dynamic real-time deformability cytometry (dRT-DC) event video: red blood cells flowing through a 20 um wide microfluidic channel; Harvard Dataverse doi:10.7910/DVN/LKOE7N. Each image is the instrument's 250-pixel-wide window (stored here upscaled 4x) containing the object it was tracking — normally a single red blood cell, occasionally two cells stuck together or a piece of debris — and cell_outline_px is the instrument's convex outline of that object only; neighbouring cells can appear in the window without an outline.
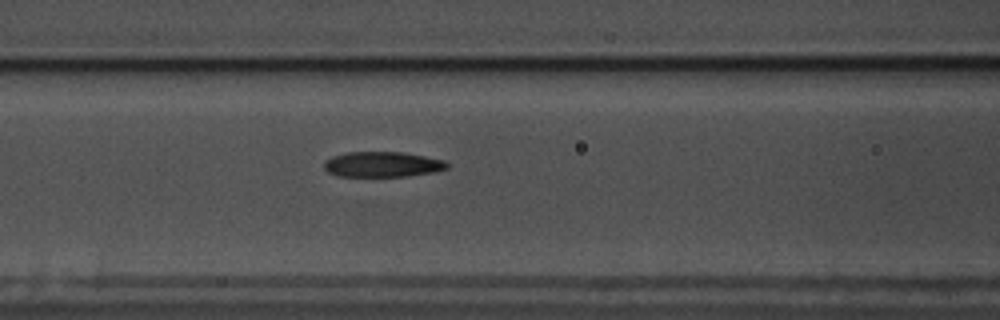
{"species": "common noctule bat (a hibernating species)", "species_latin": "Nyctalus noctula", "temperature_condition": "warm", "stored_images_in_passage": 46, "camera_frame_rate_fps": 3000, "um_per_image_px": 0.085, "animal": {"sex": "male", "body_mass_g": 17.5, "forearm_length_mm": 52.3}, "frame": {"image": 1, "passage_image": 14, "time_ms": 4.333, "image_size_px": [1000, 320], "cell_outline_px": [[448, 168], [432, 172], [408, 176], [336, 176], [328, 172], [324, 168], [324, 164], [332, 156], [348, 152], [400, 152], [424, 156], [444, 160], [448, 164]], "centroid_in_image_um": [32.5, 13.97], "position_along_channel_um": 134.1, "area_um2": 17.98}}
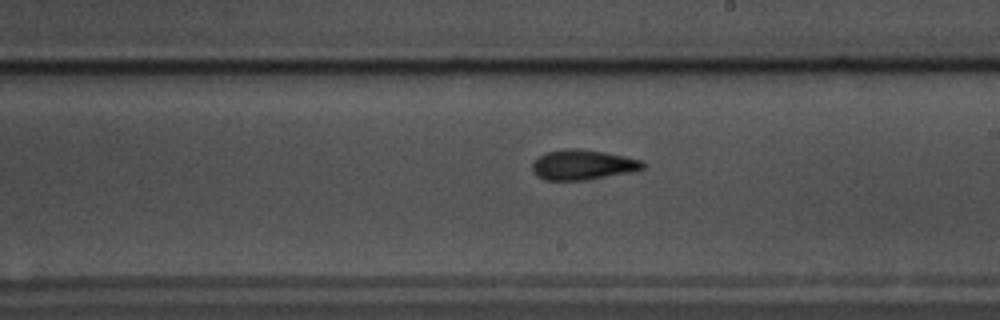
{"frame": {"image": 2, "passage_image": 23, "time_ms": 7.333, "image_size_px": [1000, 320], "cell_outline_px": [[644, 168], [632, 172], [588, 180], [544, 180], [536, 176], [532, 172], [532, 164], [544, 152], [568, 148], [580, 148], [604, 152], [644, 160]], "centroid_in_image_um": [49.53, 14.01], "position_along_channel_um": 239.5, "area_um2": 19.59}}
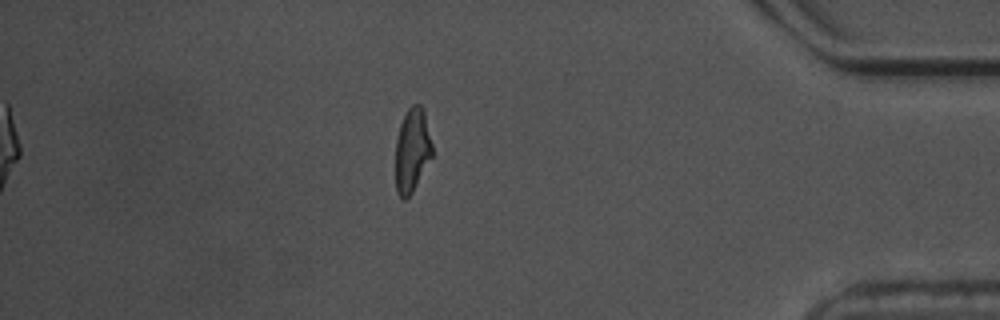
{"frame": {"image": 3, "passage_image": 40, "time_ms": 13.0, "image_size_px": [1000, 320], "cell_outline_px": [[432, 156], [412, 192], [404, 200], [396, 192], [396, 140], [400, 124], [408, 108], [412, 104], [420, 104], [424, 112], [432, 144]], "centroid_in_image_um": [35.02, 12.76], "position_along_channel_um": 400.2, "area_um2": 17.69}}